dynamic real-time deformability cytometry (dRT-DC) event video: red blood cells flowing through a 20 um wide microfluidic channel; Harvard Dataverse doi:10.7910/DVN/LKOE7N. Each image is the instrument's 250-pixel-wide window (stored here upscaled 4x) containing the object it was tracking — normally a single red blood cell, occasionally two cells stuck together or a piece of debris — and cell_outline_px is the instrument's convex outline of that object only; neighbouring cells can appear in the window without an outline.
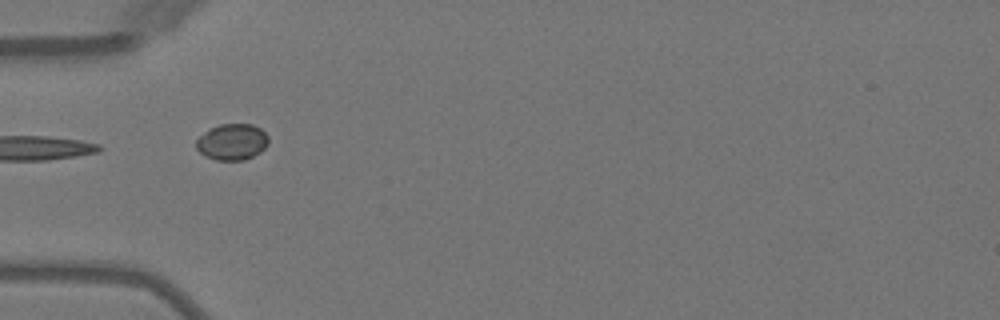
{"species": "Egyptian fruit bat (a non-hibernating species)", "species_latin": "Rousettus aegyptiacus", "temperature_condition": "warm", "stored_images_in_passage": 7, "segment_of_instrument_passage": [2, 2], "camera_frame_rate_fps": 3000, "um_per_image_px": 0.085, "animal": {"sex": "female"}, "frame": {"image": 1, "passage_image": 5, "time_ms": 4.667, "image_size_px": [1000, 320], "cell_outline_px": [[268, 144], [260, 152], [244, 160], [216, 160], [204, 156], [196, 148], [196, 140], [204, 132], [220, 124], [252, 124], [260, 128], [268, 136]], "centroid_in_image_um": [19.73, 12.06], "position_along_channel_um": 65.3, "area_um2": 15.2}}
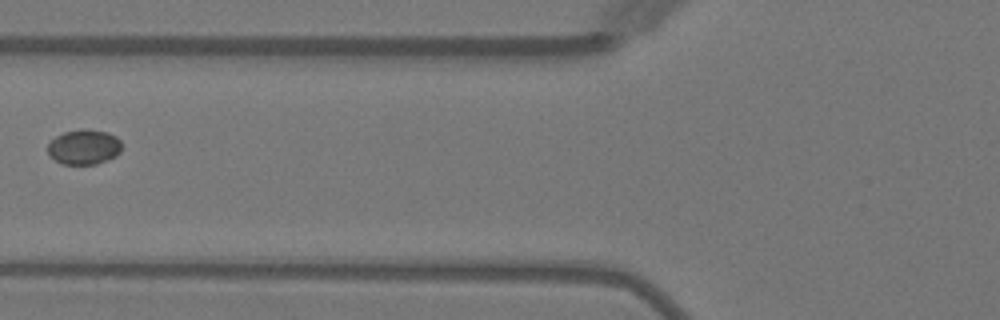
{"frame": {"image": 2, "passage_image": 6, "time_ms": 6.0, "image_size_px": [1000, 320], "cell_outline_px": [[120, 152], [116, 156], [108, 160], [96, 164], [60, 164], [48, 156], [48, 144], [56, 136], [64, 132], [84, 128], [108, 132], [116, 136], [120, 140]], "centroid_in_image_um": [7.13, 12.5], "position_along_channel_um": 118.7, "area_um2": 15.26}}
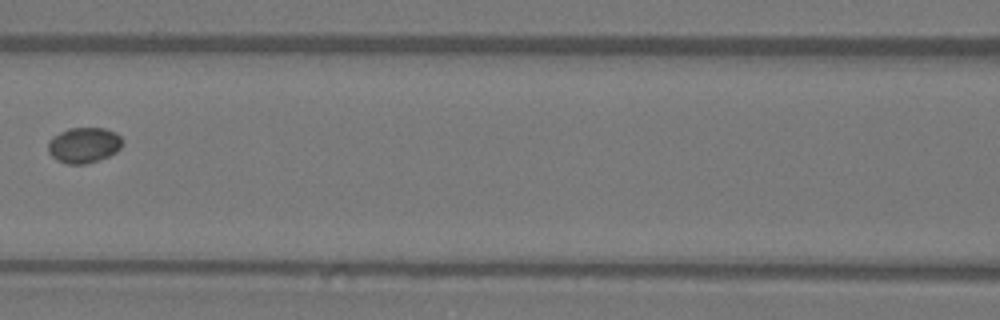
{"frame": {"image": 3, "passage_image": 7, "time_ms": 7.0, "image_size_px": [1000, 320], "cell_outline_px": [[124, 144], [116, 152], [108, 156], [84, 164], [68, 164], [56, 160], [48, 152], [48, 140], [52, 136], [68, 128], [104, 128], [116, 132], [124, 140]], "centroid_in_image_um": [7.13, 12.32], "position_along_channel_um": 159.5, "area_um2": 15.55}}